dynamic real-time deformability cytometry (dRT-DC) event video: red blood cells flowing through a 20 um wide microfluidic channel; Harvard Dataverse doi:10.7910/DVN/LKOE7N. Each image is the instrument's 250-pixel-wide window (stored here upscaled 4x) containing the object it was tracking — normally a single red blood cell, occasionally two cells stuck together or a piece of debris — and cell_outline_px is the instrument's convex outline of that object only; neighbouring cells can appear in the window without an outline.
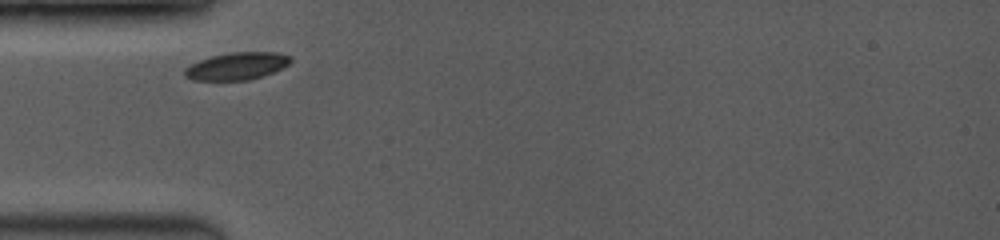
{"species": "common noctule bat (a hibernating species)", "species_latin": "Nyctalus noctula", "temperature_condition": "room temperature", "stored_images_in_passage": 4, "camera_frame_rate_fps": 3500, "um_per_image_px": 0.085, "animal": {"sex": "female", "body_mass_g": 19.0, "forearm_length_mm": 53.3}, "frame": {"image": 1, "passage_image": 1, "time_ms": 0.0, "image_size_px": [1000, 240], "cell_outline_px": [[292, 60], [288, 64], [272, 72], [248, 80], [192, 80], [184, 76], [184, 68], [200, 60], [212, 56], [228, 52], [276, 52], [292, 56]], "centroid_in_image_um": [20.11, 5.61], "position_along_channel_um": 64.9, "area_um2": 16.76}}
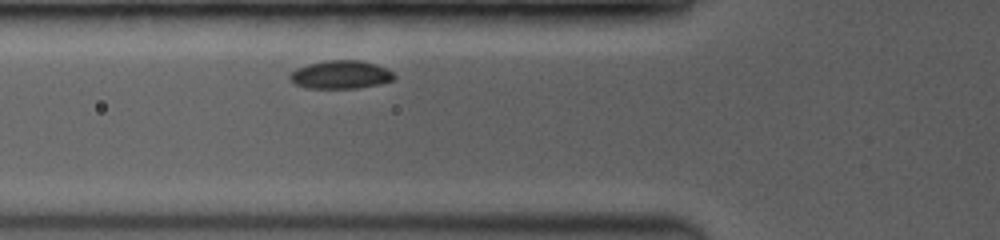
{"frame": {"image": 2, "passage_image": 2, "time_ms": 0.857, "image_size_px": [1000, 240], "cell_outline_px": [[396, 76], [392, 80], [376, 84], [356, 88], [308, 88], [296, 84], [288, 80], [288, 76], [296, 68], [308, 64], [328, 60], [360, 60], [376, 64], [388, 68]], "centroid_in_image_um": [28.94, 6.33], "position_along_channel_um": 96.9, "area_um2": 17.11}}
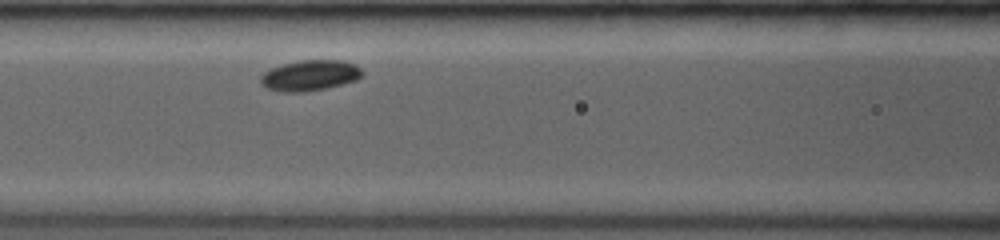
{"frame": {"image": 3, "passage_image": 4, "time_ms": 2.0, "image_size_px": [1000, 240], "cell_outline_px": [[364, 72], [356, 80], [324, 88], [300, 92], [284, 92], [268, 88], [260, 84], [260, 76], [264, 72], [272, 68], [284, 64], [300, 60], [344, 60], [356, 64]], "centroid_in_image_um": [26.34, 6.39], "position_along_channel_um": 140.3, "area_um2": 17.98}}